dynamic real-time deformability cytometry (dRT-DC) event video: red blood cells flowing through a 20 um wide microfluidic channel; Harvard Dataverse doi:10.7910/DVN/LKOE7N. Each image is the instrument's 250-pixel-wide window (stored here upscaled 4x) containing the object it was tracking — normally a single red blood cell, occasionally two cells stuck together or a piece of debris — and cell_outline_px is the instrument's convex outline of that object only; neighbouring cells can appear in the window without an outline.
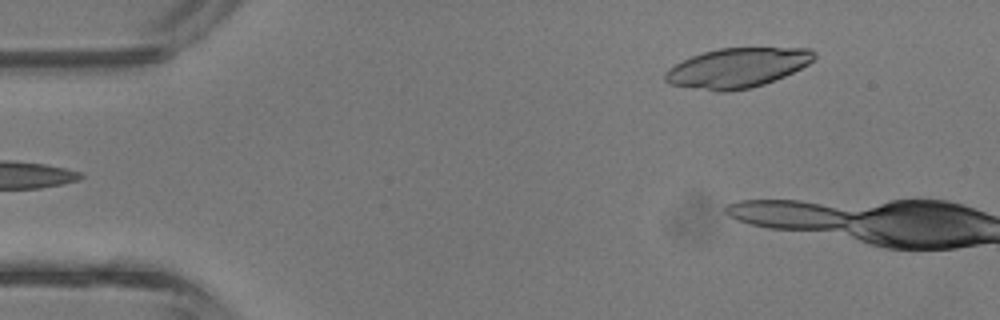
{"species": "common noctule bat (a hibernating species)", "species_latin": "Nyctalus noctula", "temperature_condition": "room temperature", "stored_images_in_passage": 4, "camera_frame_rate_fps": 3000, "um_per_image_px": 0.085, "animal": {"sex": "male", "body_mass_g": 13.3}, "frame": {"image": 1, "passage_image": 4, "time_ms": 1.0, "image_size_px": [1000, 320], "cell_outline_px": [[816, 56], [808, 64], [784, 76], [764, 84], [752, 88], [728, 92], [716, 92], [668, 84], [664, 80], [664, 72], [668, 68], [692, 56], [704, 52], [720, 48], [812, 48], [816, 52]], "centroid_in_image_um": [62.65, 5.78], "position_along_channel_um": 22.4, "area_um2": 34.51}}